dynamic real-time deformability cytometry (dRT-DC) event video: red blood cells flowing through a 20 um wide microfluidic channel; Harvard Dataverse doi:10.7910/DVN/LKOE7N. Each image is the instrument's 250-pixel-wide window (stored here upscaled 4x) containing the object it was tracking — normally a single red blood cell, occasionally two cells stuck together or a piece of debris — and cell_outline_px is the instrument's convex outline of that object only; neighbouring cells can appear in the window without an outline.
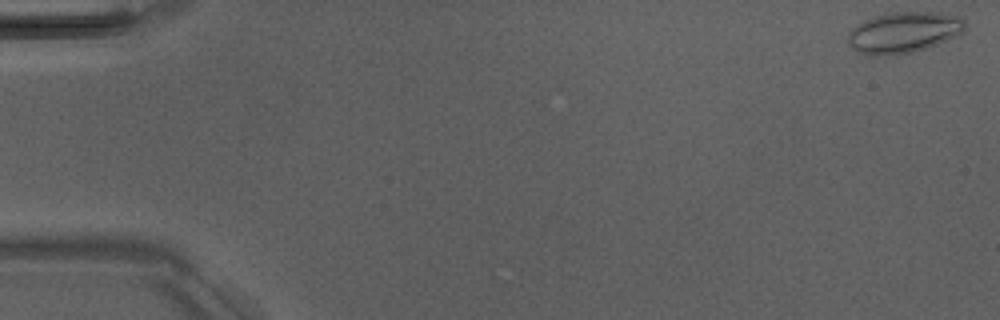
{"species": "Egyptian fruit bat (a non-hibernating species)", "species_latin": "Rousettus aegyptiacus", "temperature_condition": "room temperature", "stored_images_in_passage": 5, "camera_frame_rate_fps": 3000, "um_per_image_px": 0.085, "animal": {"sex": "male"}, "frame": {"image": 1, "passage_image": 1, "time_ms": 0.0, "image_size_px": [1000, 320], "cell_outline_px": [[968, 28], [964, 32], [956, 36], [928, 48], [912, 52], [876, 56], [868, 56], [852, 48], [848, 44], [848, 36], [852, 28], [856, 24], [872, 16], [892, 12], [940, 12], [960, 16], [964, 20]], "centroid_in_image_um": [76.84, 2.74], "position_along_channel_um": 8.2, "area_um2": 28.32}}